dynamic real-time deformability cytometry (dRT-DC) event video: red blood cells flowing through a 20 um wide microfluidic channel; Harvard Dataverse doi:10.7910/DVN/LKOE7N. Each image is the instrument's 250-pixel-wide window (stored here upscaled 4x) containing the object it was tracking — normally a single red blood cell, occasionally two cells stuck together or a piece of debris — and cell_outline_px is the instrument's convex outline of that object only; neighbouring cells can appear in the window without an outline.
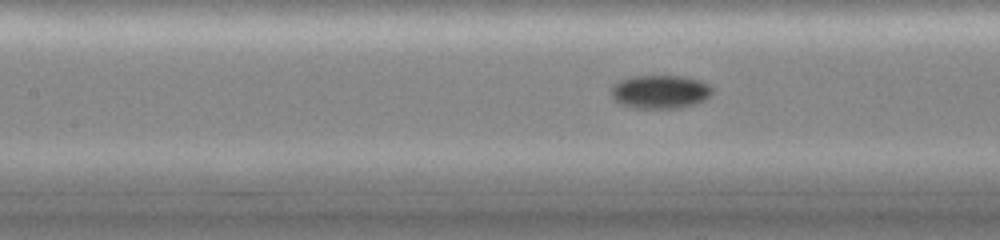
{"species": "common noctule bat (a hibernating species)", "species_latin": "Nyctalus noctula", "temperature_condition": "cold", "stored_images_in_passage": 20, "camera_frame_rate_fps": 3000, "um_per_image_px": 0.085, "animal": {"sex": "female", "body_mass_g": 19.0, "forearm_length_mm": 51.5}, "frame": {"image": 1, "passage_image": 20, "time_ms": 6.333, "image_size_px": [1000, 240], "cell_outline_px": [[712, 92], [704, 100], [696, 104], [680, 108], [632, 108], [620, 104], [612, 96], [612, 84], [620, 80], [632, 76], [684, 76], [700, 80], [708, 84], [712, 88]], "centroid_in_image_um": [56.11, 7.8], "position_along_channel_um": 151.3, "area_um2": 19.83}}